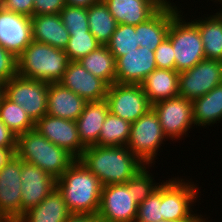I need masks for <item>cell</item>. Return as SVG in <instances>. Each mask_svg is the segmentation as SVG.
<instances>
[{"label": "cell", "mask_w": 222, "mask_h": 222, "mask_svg": "<svg viewBox=\"0 0 222 222\" xmlns=\"http://www.w3.org/2000/svg\"><path fill=\"white\" fill-rule=\"evenodd\" d=\"M180 11L160 8L151 18L137 26L118 24L106 46L115 59L126 55V52L155 51L167 37L171 20Z\"/></svg>", "instance_id": "cell-1"}, {"label": "cell", "mask_w": 222, "mask_h": 222, "mask_svg": "<svg viewBox=\"0 0 222 222\" xmlns=\"http://www.w3.org/2000/svg\"><path fill=\"white\" fill-rule=\"evenodd\" d=\"M79 160L102 186L124 184L145 166L127 146H89Z\"/></svg>", "instance_id": "cell-2"}, {"label": "cell", "mask_w": 222, "mask_h": 222, "mask_svg": "<svg viewBox=\"0 0 222 222\" xmlns=\"http://www.w3.org/2000/svg\"><path fill=\"white\" fill-rule=\"evenodd\" d=\"M70 213L97 214L100 207L102 184L79 159L56 180Z\"/></svg>", "instance_id": "cell-3"}, {"label": "cell", "mask_w": 222, "mask_h": 222, "mask_svg": "<svg viewBox=\"0 0 222 222\" xmlns=\"http://www.w3.org/2000/svg\"><path fill=\"white\" fill-rule=\"evenodd\" d=\"M15 155L58 179L76 160L62 147L50 142L37 129L17 135Z\"/></svg>", "instance_id": "cell-4"}, {"label": "cell", "mask_w": 222, "mask_h": 222, "mask_svg": "<svg viewBox=\"0 0 222 222\" xmlns=\"http://www.w3.org/2000/svg\"><path fill=\"white\" fill-rule=\"evenodd\" d=\"M17 63L18 75L54 83L62 79L70 59L63 49L33 40L17 57Z\"/></svg>", "instance_id": "cell-5"}, {"label": "cell", "mask_w": 222, "mask_h": 222, "mask_svg": "<svg viewBox=\"0 0 222 222\" xmlns=\"http://www.w3.org/2000/svg\"><path fill=\"white\" fill-rule=\"evenodd\" d=\"M192 180H185L179 177L168 178V180H162L161 184V204L163 220L175 221V220H207L195 209L191 208L195 206L197 199L201 196L200 190L197 184ZM199 190V192H198ZM200 195V196H198ZM195 202V203H194ZM194 210V211H192Z\"/></svg>", "instance_id": "cell-6"}, {"label": "cell", "mask_w": 222, "mask_h": 222, "mask_svg": "<svg viewBox=\"0 0 222 222\" xmlns=\"http://www.w3.org/2000/svg\"><path fill=\"white\" fill-rule=\"evenodd\" d=\"M182 10L171 20L167 38L175 56V71L182 72L205 59L203 42L198 27L186 21ZM184 17V18H183Z\"/></svg>", "instance_id": "cell-7"}, {"label": "cell", "mask_w": 222, "mask_h": 222, "mask_svg": "<svg viewBox=\"0 0 222 222\" xmlns=\"http://www.w3.org/2000/svg\"><path fill=\"white\" fill-rule=\"evenodd\" d=\"M166 140L168 141L158 116L151 108L131 124L130 136L126 146L143 164L154 165L155 160L158 159V152Z\"/></svg>", "instance_id": "cell-8"}, {"label": "cell", "mask_w": 222, "mask_h": 222, "mask_svg": "<svg viewBox=\"0 0 222 222\" xmlns=\"http://www.w3.org/2000/svg\"><path fill=\"white\" fill-rule=\"evenodd\" d=\"M5 96L24 109L36 123L47 114L49 83L15 75L4 83Z\"/></svg>", "instance_id": "cell-9"}, {"label": "cell", "mask_w": 222, "mask_h": 222, "mask_svg": "<svg viewBox=\"0 0 222 222\" xmlns=\"http://www.w3.org/2000/svg\"><path fill=\"white\" fill-rule=\"evenodd\" d=\"M105 100L110 113L130 123L152 108L140 84L113 83L108 86Z\"/></svg>", "instance_id": "cell-10"}, {"label": "cell", "mask_w": 222, "mask_h": 222, "mask_svg": "<svg viewBox=\"0 0 222 222\" xmlns=\"http://www.w3.org/2000/svg\"><path fill=\"white\" fill-rule=\"evenodd\" d=\"M162 126L163 133L172 141L182 140L193 126L192 101L177 96L152 105Z\"/></svg>", "instance_id": "cell-11"}, {"label": "cell", "mask_w": 222, "mask_h": 222, "mask_svg": "<svg viewBox=\"0 0 222 222\" xmlns=\"http://www.w3.org/2000/svg\"><path fill=\"white\" fill-rule=\"evenodd\" d=\"M222 83V61L204 59L179 72V96L194 101Z\"/></svg>", "instance_id": "cell-12"}, {"label": "cell", "mask_w": 222, "mask_h": 222, "mask_svg": "<svg viewBox=\"0 0 222 222\" xmlns=\"http://www.w3.org/2000/svg\"><path fill=\"white\" fill-rule=\"evenodd\" d=\"M138 204L127 184L102 186L98 217L100 222H135Z\"/></svg>", "instance_id": "cell-13"}, {"label": "cell", "mask_w": 222, "mask_h": 222, "mask_svg": "<svg viewBox=\"0 0 222 222\" xmlns=\"http://www.w3.org/2000/svg\"><path fill=\"white\" fill-rule=\"evenodd\" d=\"M21 159L15 154L0 170V222L21 217Z\"/></svg>", "instance_id": "cell-14"}, {"label": "cell", "mask_w": 222, "mask_h": 222, "mask_svg": "<svg viewBox=\"0 0 222 222\" xmlns=\"http://www.w3.org/2000/svg\"><path fill=\"white\" fill-rule=\"evenodd\" d=\"M35 129L75 159H79L86 149L80 141L76 121L46 114L35 123Z\"/></svg>", "instance_id": "cell-15"}, {"label": "cell", "mask_w": 222, "mask_h": 222, "mask_svg": "<svg viewBox=\"0 0 222 222\" xmlns=\"http://www.w3.org/2000/svg\"><path fill=\"white\" fill-rule=\"evenodd\" d=\"M32 41L31 17L0 6V45L18 57Z\"/></svg>", "instance_id": "cell-16"}, {"label": "cell", "mask_w": 222, "mask_h": 222, "mask_svg": "<svg viewBox=\"0 0 222 222\" xmlns=\"http://www.w3.org/2000/svg\"><path fill=\"white\" fill-rule=\"evenodd\" d=\"M21 216L39 205L56 188V179L39 167L21 160Z\"/></svg>", "instance_id": "cell-17"}, {"label": "cell", "mask_w": 222, "mask_h": 222, "mask_svg": "<svg viewBox=\"0 0 222 222\" xmlns=\"http://www.w3.org/2000/svg\"><path fill=\"white\" fill-rule=\"evenodd\" d=\"M59 83L86 102L102 101L107 95L108 85L88 72L79 61H70Z\"/></svg>", "instance_id": "cell-18"}, {"label": "cell", "mask_w": 222, "mask_h": 222, "mask_svg": "<svg viewBox=\"0 0 222 222\" xmlns=\"http://www.w3.org/2000/svg\"><path fill=\"white\" fill-rule=\"evenodd\" d=\"M156 68L154 51L126 52L116 59V83L141 84Z\"/></svg>", "instance_id": "cell-19"}, {"label": "cell", "mask_w": 222, "mask_h": 222, "mask_svg": "<svg viewBox=\"0 0 222 222\" xmlns=\"http://www.w3.org/2000/svg\"><path fill=\"white\" fill-rule=\"evenodd\" d=\"M86 101L59 82L49 83L47 114L76 121L83 112Z\"/></svg>", "instance_id": "cell-20"}, {"label": "cell", "mask_w": 222, "mask_h": 222, "mask_svg": "<svg viewBox=\"0 0 222 222\" xmlns=\"http://www.w3.org/2000/svg\"><path fill=\"white\" fill-rule=\"evenodd\" d=\"M118 24L137 26L151 18L160 7L152 0H104Z\"/></svg>", "instance_id": "cell-21"}, {"label": "cell", "mask_w": 222, "mask_h": 222, "mask_svg": "<svg viewBox=\"0 0 222 222\" xmlns=\"http://www.w3.org/2000/svg\"><path fill=\"white\" fill-rule=\"evenodd\" d=\"M108 112L105 99L85 103L83 112L76 120L79 138L85 147L98 145L99 134Z\"/></svg>", "instance_id": "cell-22"}, {"label": "cell", "mask_w": 222, "mask_h": 222, "mask_svg": "<svg viewBox=\"0 0 222 222\" xmlns=\"http://www.w3.org/2000/svg\"><path fill=\"white\" fill-rule=\"evenodd\" d=\"M31 21L34 41L65 50L70 34L59 14L33 15Z\"/></svg>", "instance_id": "cell-23"}, {"label": "cell", "mask_w": 222, "mask_h": 222, "mask_svg": "<svg viewBox=\"0 0 222 222\" xmlns=\"http://www.w3.org/2000/svg\"><path fill=\"white\" fill-rule=\"evenodd\" d=\"M140 85L153 105L159 101L179 96V72L156 68Z\"/></svg>", "instance_id": "cell-24"}, {"label": "cell", "mask_w": 222, "mask_h": 222, "mask_svg": "<svg viewBox=\"0 0 222 222\" xmlns=\"http://www.w3.org/2000/svg\"><path fill=\"white\" fill-rule=\"evenodd\" d=\"M69 212L57 188L37 206L28 209L16 222H65Z\"/></svg>", "instance_id": "cell-25"}, {"label": "cell", "mask_w": 222, "mask_h": 222, "mask_svg": "<svg viewBox=\"0 0 222 222\" xmlns=\"http://www.w3.org/2000/svg\"><path fill=\"white\" fill-rule=\"evenodd\" d=\"M213 14H207V17L204 14L203 18H194L192 22L200 32L205 59L222 61V13L217 11Z\"/></svg>", "instance_id": "cell-26"}, {"label": "cell", "mask_w": 222, "mask_h": 222, "mask_svg": "<svg viewBox=\"0 0 222 222\" xmlns=\"http://www.w3.org/2000/svg\"><path fill=\"white\" fill-rule=\"evenodd\" d=\"M192 110L196 128H206L210 125L213 126L215 123H221L222 83L214 87L207 94L192 101Z\"/></svg>", "instance_id": "cell-27"}, {"label": "cell", "mask_w": 222, "mask_h": 222, "mask_svg": "<svg viewBox=\"0 0 222 222\" xmlns=\"http://www.w3.org/2000/svg\"><path fill=\"white\" fill-rule=\"evenodd\" d=\"M94 76L103 80L108 86L116 83V59L106 45L78 60Z\"/></svg>", "instance_id": "cell-28"}, {"label": "cell", "mask_w": 222, "mask_h": 222, "mask_svg": "<svg viewBox=\"0 0 222 222\" xmlns=\"http://www.w3.org/2000/svg\"><path fill=\"white\" fill-rule=\"evenodd\" d=\"M89 31L101 45H106L117 28L118 23L110 14L103 1L87 8Z\"/></svg>", "instance_id": "cell-29"}, {"label": "cell", "mask_w": 222, "mask_h": 222, "mask_svg": "<svg viewBox=\"0 0 222 222\" xmlns=\"http://www.w3.org/2000/svg\"><path fill=\"white\" fill-rule=\"evenodd\" d=\"M131 124L129 121L108 112L99 134L98 145L126 146L130 136Z\"/></svg>", "instance_id": "cell-30"}, {"label": "cell", "mask_w": 222, "mask_h": 222, "mask_svg": "<svg viewBox=\"0 0 222 222\" xmlns=\"http://www.w3.org/2000/svg\"><path fill=\"white\" fill-rule=\"evenodd\" d=\"M0 119L16 135L26 133L35 128V123L21 105L12 102L6 96H4L0 104Z\"/></svg>", "instance_id": "cell-31"}, {"label": "cell", "mask_w": 222, "mask_h": 222, "mask_svg": "<svg viewBox=\"0 0 222 222\" xmlns=\"http://www.w3.org/2000/svg\"><path fill=\"white\" fill-rule=\"evenodd\" d=\"M151 167L152 165H145L126 182L132 188L134 201L137 204L147 199L162 184L155 182L153 174L149 173Z\"/></svg>", "instance_id": "cell-32"}, {"label": "cell", "mask_w": 222, "mask_h": 222, "mask_svg": "<svg viewBox=\"0 0 222 222\" xmlns=\"http://www.w3.org/2000/svg\"><path fill=\"white\" fill-rule=\"evenodd\" d=\"M69 34L70 39L64 51L68 54L70 61L80 60L101 45L92 33Z\"/></svg>", "instance_id": "cell-33"}, {"label": "cell", "mask_w": 222, "mask_h": 222, "mask_svg": "<svg viewBox=\"0 0 222 222\" xmlns=\"http://www.w3.org/2000/svg\"><path fill=\"white\" fill-rule=\"evenodd\" d=\"M59 15L69 33H91L87 8L65 5Z\"/></svg>", "instance_id": "cell-34"}, {"label": "cell", "mask_w": 222, "mask_h": 222, "mask_svg": "<svg viewBox=\"0 0 222 222\" xmlns=\"http://www.w3.org/2000/svg\"><path fill=\"white\" fill-rule=\"evenodd\" d=\"M161 185L147 199L138 204L135 222H158L163 220Z\"/></svg>", "instance_id": "cell-35"}, {"label": "cell", "mask_w": 222, "mask_h": 222, "mask_svg": "<svg viewBox=\"0 0 222 222\" xmlns=\"http://www.w3.org/2000/svg\"><path fill=\"white\" fill-rule=\"evenodd\" d=\"M156 67L175 70V56L171 41L166 37L154 51Z\"/></svg>", "instance_id": "cell-36"}, {"label": "cell", "mask_w": 222, "mask_h": 222, "mask_svg": "<svg viewBox=\"0 0 222 222\" xmlns=\"http://www.w3.org/2000/svg\"><path fill=\"white\" fill-rule=\"evenodd\" d=\"M17 74V57L0 45V82L6 83Z\"/></svg>", "instance_id": "cell-37"}, {"label": "cell", "mask_w": 222, "mask_h": 222, "mask_svg": "<svg viewBox=\"0 0 222 222\" xmlns=\"http://www.w3.org/2000/svg\"><path fill=\"white\" fill-rule=\"evenodd\" d=\"M65 5V0H34L33 15L59 14Z\"/></svg>", "instance_id": "cell-38"}, {"label": "cell", "mask_w": 222, "mask_h": 222, "mask_svg": "<svg viewBox=\"0 0 222 222\" xmlns=\"http://www.w3.org/2000/svg\"><path fill=\"white\" fill-rule=\"evenodd\" d=\"M2 7L6 10L32 17L34 0H4Z\"/></svg>", "instance_id": "cell-39"}, {"label": "cell", "mask_w": 222, "mask_h": 222, "mask_svg": "<svg viewBox=\"0 0 222 222\" xmlns=\"http://www.w3.org/2000/svg\"><path fill=\"white\" fill-rule=\"evenodd\" d=\"M17 135L0 119V148L16 149Z\"/></svg>", "instance_id": "cell-40"}, {"label": "cell", "mask_w": 222, "mask_h": 222, "mask_svg": "<svg viewBox=\"0 0 222 222\" xmlns=\"http://www.w3.org/2000/svg\"><path fill=\"white\" fill-rule=\"evenodd\" d=\"M65 222H100L97 214L71 213Z\"/></svg>", "instance_id": "cell-41"}, {"label": "cell", "mask_w": 222, "mask_h": 222, "mask_svg": "<svg viewBox=\"0 0 222 222\" xmlns=\"http://www.w3.org/2000/svg\"><path fill=\"white\" fill-rule=\"evenodd\" d=\"M97 2V0H65L66 5L80 8H89L91 5L96 4Z\"/></svg>", "instance_id": "cell-42"}, {"label": "cell", "mask_w": 222, "mask_h": 222, "mask_svg": "<svg viewBox=\"0 0 222 222\" xmlns=\"http://www.w3.org/2000/svg\"><path fill=\"white\" fill-rule=\"evenodd\" d=\"M16 149H3L0 148V170L9 161V159L15 154Z\"/></svg>", "instance_id": "cell-43"}, {"label": "cell", "mask_w": 222, "mask_h": 222, "mask_svg": "<svg viewBox=\"0 0 222 222\" xmlns=\"http://www.w3.org/2000/svg\"><path fill=\"white\" fill-rule=\"evenodd\" d=\"M160 8L181 9L178 5L173 3V0H152ZM171 1V2H170Z\"/></svg>", "instance_id": "cell-44"}, {"label": "cell", "mask_w": 222, "mask_h": 222, "mask_svg": "<svg viewBox=\"0 0 222 222\" xmlns=\"http://www.w3.org/2000/svg\"><path fill=\"white\" fill-rule=\"evenodd\" d=\"M158 222H209V221H206V220H175V221L162 220Z\"/></svg>", "instance_id": "cell-45"}, {"label": "cell", "mask_w": 222, "mask_h": 222, "mask_svg": "<svg viewBox=\"0 0 222 222\" xmlns=\"http://www.w3.org/2000/svg\"><path fill=\"white\" fill-rule=\"evenodd\" d=\"M4 96H5L4 83L0 82V104Z\"/></svg>", "instance_id": "cell-46"}, {"label": "cell", "mask_w": 222, "mask_h": 222, "mask_svg": "<svg viewBox=\"0 0 222 222\" xmlns=\"http://www.w3.org/2000/svg\"><path fill=\"white\" fill-rule=\"evenodd\" d=\"M220 3L218 4H221L222 5V0L219 1ZM221 13H222V9L220 10V8L218 9Z\"/></svg>", "instance_id": "cell-47"}, {"label": "cell", "mask_w": 222, "mask_h": 222, "mask_svg": "<svg viewBox=\"0 0 222 222\" xmlns=\"http://www.w3.org/2000/svg\"><path fill=\"white\" fill-rule=\"evenodd\" d=\"M211 1H212V2L214 1L215 3H216V2L218 3L220 0H211Z\"/></svg>", "instance_id": "cell-48"}, {"label": "cell", "mask_w": 222, "mask_h": 222, "mask_svg": "<svg viewBox=\"0 0 222 222\" xmlns=\"http://www.w3.org/2000/svg\"><path fill=\"white\" fill-rule=\"evenodd\" d=\"M4 0H0V6H2Z\"/></svg>", "instance_id": "cell-49"}]
</instances>
